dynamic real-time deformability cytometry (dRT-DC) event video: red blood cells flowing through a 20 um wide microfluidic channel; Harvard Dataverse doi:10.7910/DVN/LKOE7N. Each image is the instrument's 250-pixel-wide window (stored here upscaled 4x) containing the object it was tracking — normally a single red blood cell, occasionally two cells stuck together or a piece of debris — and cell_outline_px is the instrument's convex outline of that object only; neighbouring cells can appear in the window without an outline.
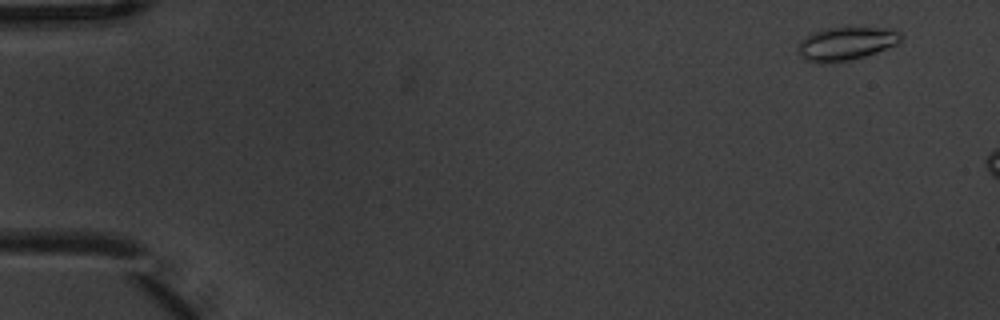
{"species": "common noctule bat (a hibernating species)", "species_latin": "Nyctalus noctula", "temperature_condition": "warm", "stored_images_in_passage": 3, "camera_frame_rate_fps": 3000, "um_per_image_px": 0.085, "animal": {"sex": "male", "body_mass_g": 20.1, "forearm_length_mm": 53.5}, "frame": {"image": 1, "passage_image": 1, "time_ms": 0.0, "image_size_px": [1000, 320], "cell_outline_px": [[904, 36], [896, 44], [876, 52], [864, 56], [848, 60], [820, 64], [804, 60], [800, 56], [796, 48], [796, 44], [804, 36], [812, 32], [824, 28], [900, 28]], "centroid_in_image_um": [71.89, 3.69], "position_along_channel_um": 13.1, "area_um2": 20.35}}